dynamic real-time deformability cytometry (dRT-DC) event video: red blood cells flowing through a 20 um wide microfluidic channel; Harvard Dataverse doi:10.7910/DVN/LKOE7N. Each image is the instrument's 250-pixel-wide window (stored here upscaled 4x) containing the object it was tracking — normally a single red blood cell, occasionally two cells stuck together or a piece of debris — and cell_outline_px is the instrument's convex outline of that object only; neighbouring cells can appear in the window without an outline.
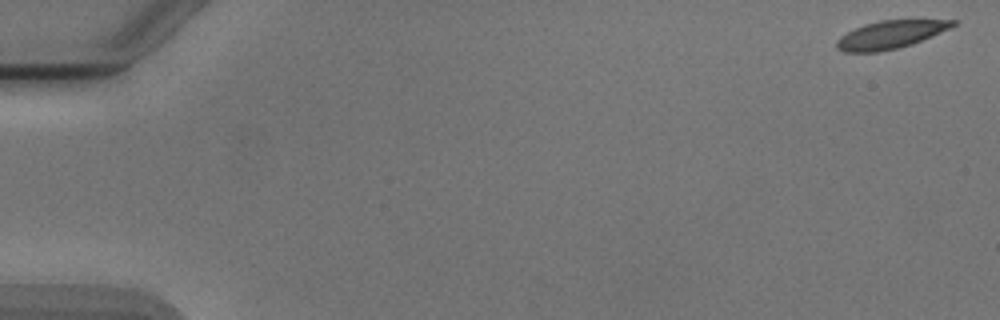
{"species": "Egyptian fruit bat (a non-hibernating species)", "species_latin": "Rousettus aegyptiacus", "temperature_condition": "cold", "stored_images_in_passage": 9, "camera_frame_rate_fps": 3000, "um_per_image_px": 0.085, "animal": {"sex": "male"}, "frame": {"image": 1, "passage_image": 1, "time_ms": 0.0, "image_size_px": [1000, 320], "cell_outline_px": [[956, 24], [948, 28], [912, 44], [896, 48], [876, 52], [844, 52], [836, 48], [836, 40], [840, 36], [864, 24], [880, 20], [956, 20]], "centroid_in_image_um": [75.61, 2.95], "position_along_channel_um": 9.4, "area_um2": 18.5}}